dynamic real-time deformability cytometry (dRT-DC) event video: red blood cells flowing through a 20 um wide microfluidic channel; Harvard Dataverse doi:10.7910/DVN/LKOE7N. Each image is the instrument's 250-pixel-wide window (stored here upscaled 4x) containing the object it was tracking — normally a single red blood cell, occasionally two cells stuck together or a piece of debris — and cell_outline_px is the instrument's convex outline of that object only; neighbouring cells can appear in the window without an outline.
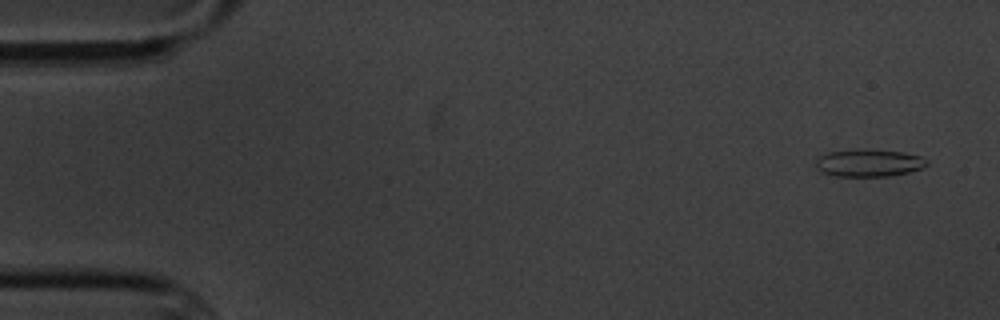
{"species": "common noctule bat (a hibernating species)", "species_latin": "Nyctalus noctula", "temperature_condition": "cold", "stored_images_in_passage": 6, "camera_frame_rate_fps": 3000, "um_per_image_px": 0.085, "animal": {"sex": "male", "body_mass_g": 20.1, "forearm_length_mm": 53.5}, "frame": {"image": 1, "passage_image": 1, "time_ms": 0.0, "image_size_px": [1000, 320], "cell_outline_px": [[928, 164], [920, 168], [908, 172], [892, 176], [836, 176], [820, 172], [816, 168], [816, 156], [828, 152], [856, 148], [900, 152], [920, 156], [928, 160]], "centroid_in_image_um": [73.78, 13.84], "position_along_channel_um": 11.2, "area_um2": 17.92}}
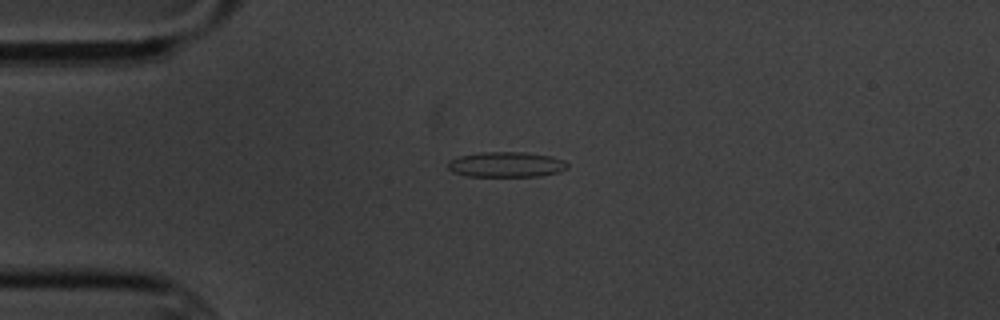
{"frame": {"image": 2, "passage_image": 4, "time_ms": 3.667, "image_size_px": [1000, 320], "cell_outline_px": [[568, 168], [560, 172], [540, 176], [468, 176], [452, 172], [448, 168], [448, 160], [460, 156], [484, 152], [524, 152], [552, 156], [564, 160], [568, 164]], "centroid_in_image_um": [43.06, 13.98], "position_along_channel_um": 41.9, "area_um2": 17.69}}
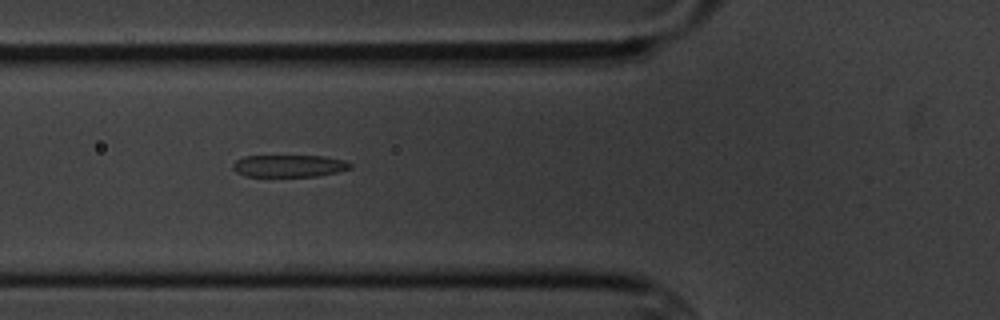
{"frame": {"image": 3, "passage_image": 6, "time_ms": 6.0, "image_size_px": [1000, 320], "cell_outline_px": [[352, 168], [336, 172], [316, 176], [244, 176], [236, 172], [232, 168], [232, 164], [236, 160], [244, 156], [324, 156], [344, 160], [352, 164]], "centroid_in_image_um": [24.55, 14.1], "position_along_channel_um": 101.2, "area_um2": 15.14}}